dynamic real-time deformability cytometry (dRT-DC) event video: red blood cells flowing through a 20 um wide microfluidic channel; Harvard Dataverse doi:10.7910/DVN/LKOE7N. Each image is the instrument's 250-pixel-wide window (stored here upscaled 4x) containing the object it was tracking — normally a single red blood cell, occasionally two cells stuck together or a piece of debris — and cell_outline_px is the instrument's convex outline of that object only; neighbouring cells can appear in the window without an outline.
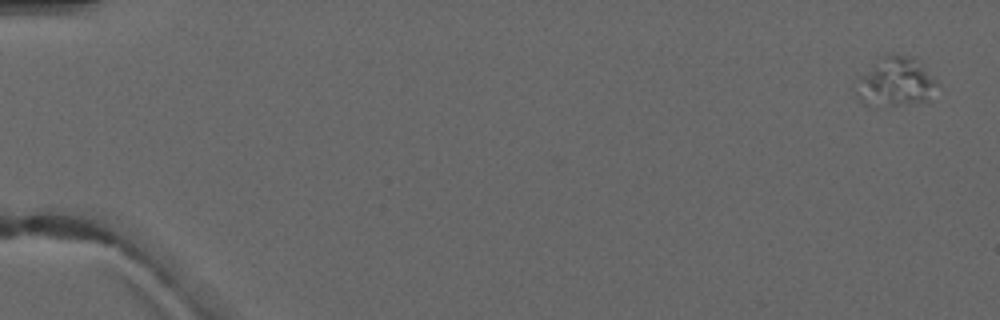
{"species": "common noctule bat (a hibernating species)", "species_latin": "Nyctalus noctula", "temperature_condition": "warm", "stored_images_in_passage": 5, "camera_frame_rate_fps": 3000, "um_per_image_px": 0.085, "animal": {"sex": "male", "forearm_length_mm": 52.5}, "frame": {"image": 1, "passage_image": 1, "time_ms": 0.0, "image_size_px": [1000, 320], "cell_outline_px": [[940, 84], [928, 100], [916, 104], [876, 108], [868, 108], [856, 96], [856, 76], [880, 56], [892, 52], [916, 56]], "centroid_in_image_um": [76.09, 6.96], "position_along_channel_um": 8.9, "area_um2": 24.91}}
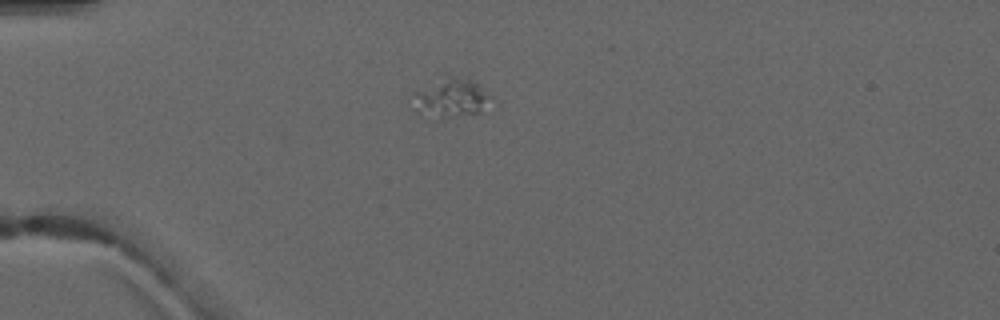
{"frame": {"image": 2, "passage_image": 4, "time_ms": 4.333, "image_size_px": [1000, 320], "cell_outline_px": [[492, 96], [480, 112], [432, 120], [420, 116], [412, 108], [408, 96], [412, 92], [440, 72], [448, 72], [468, 80], [476, 84]], "centroid_in_image_um": [38.08, 8.27], "position_along_channel_um": 46.9, "area_um2": 19.31}}